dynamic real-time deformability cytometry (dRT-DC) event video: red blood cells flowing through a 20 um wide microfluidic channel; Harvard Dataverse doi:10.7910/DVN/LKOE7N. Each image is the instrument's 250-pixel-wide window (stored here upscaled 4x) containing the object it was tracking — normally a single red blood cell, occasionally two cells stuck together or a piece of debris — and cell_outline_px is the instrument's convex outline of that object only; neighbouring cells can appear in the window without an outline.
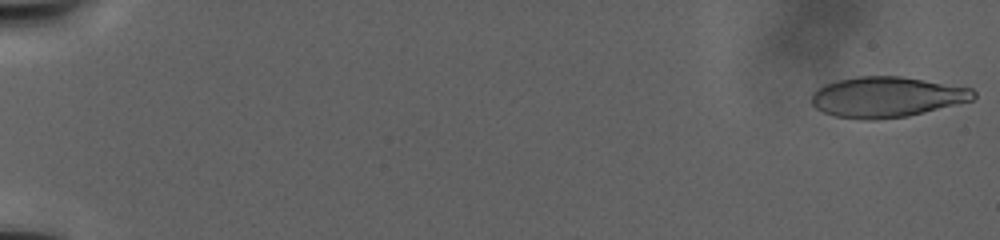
{"species": "human", "species_latin": "Homo sapiens", "temperature_condition": "warm", "stored_images_in_passage": 63, "camera_frame_rate_fps": 3000, "um_per_image_px": 0.085, "donor": {"sex": "male"}, "frame": {"image": 1, "passage_image": 1, "time_ms": 0.0, "image_size_px": [1000, 240], "cell_outline_px": [[976, 96], [972, 100], [908, 116], [876, 120], [864, 120], [836, 116], [824, 112], [816, 108], [812, 104], [812, 92], [816, 88], [824, 84], [836, 80], [856, 76], [900, 76], [972, 88], [976, 92]], "centroid_in_image_um": [75.33, 8.24], "position_along_channel_um": 9.7, "area_um2": 38.26}}
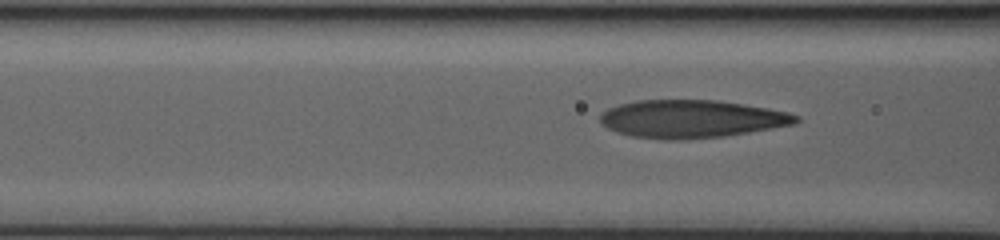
{"frame": {"image": 2, "passage_image": 26, "time_ms": 19.333, "image_size_px": [1000, 240], "cell_outline_px": [[800, 120], [796, 124], [724, 136], [676, 140], [664, 140], [632, 136], [616, 132], [608, 128], [600, 120], [600, 116], [608, 108], [620, 104], [636, 100], [716, 100], [744, 104], [768, 108], [788, 112], [800, 116]], "centroid_in_image_um": [58.79, 10.1], "position_along_channel_um": 107.8, "area_um2": 43.18}}
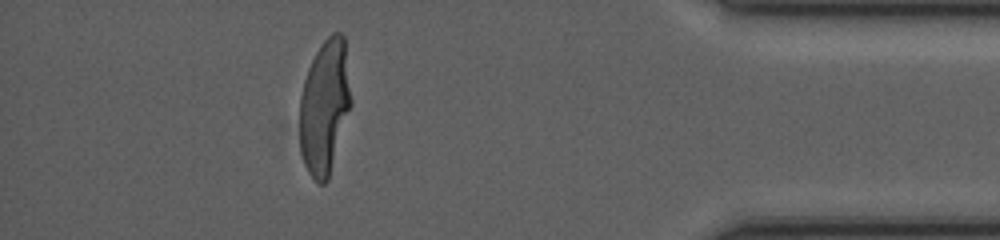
{"frame": {"image": 3, "passage_image": 52, "time_ms": 40.667, "image_size_px": [1000, 240], "cell_outline_px": [[352, 104], [328, 180], [324, 184], [316, 184], [308, 172], [304, 164], [300, 152], [300, 96], [304, 80], [308, 68], [320, 44], [332, 32], [340, 32], [344, 36], [352, 100]], "centroid_in_image_um": [27.6, 9.1], "position_along_channel_um": 407.6, "area_um2": 40.63}}